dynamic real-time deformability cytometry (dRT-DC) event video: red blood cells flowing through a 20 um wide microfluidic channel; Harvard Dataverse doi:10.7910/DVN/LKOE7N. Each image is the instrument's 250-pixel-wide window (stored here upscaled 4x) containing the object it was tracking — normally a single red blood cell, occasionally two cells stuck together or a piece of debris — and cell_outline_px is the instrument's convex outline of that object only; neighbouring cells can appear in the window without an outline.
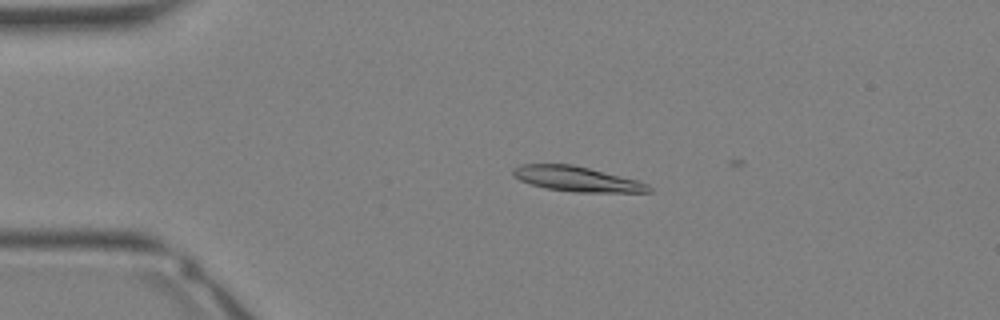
{"species": "Egyptian fruit bat (a non-hibernating species)", "species_latin": "Rousettus aegyptiacus", "temperature_condition": "warm", "stored_images_in_passage": 9, "camera_frame_rate_fps": 3000, "um_per_image_px": 0.085, "animal": {"sex": "female"}, "frame": {"image": 1, "passage_image": 8, "time_ms": 2.333, "image_size_px": [1000, 320], "cell_outline_px": [[652, 192], [576, 192], [544, 188], [520, 180], [512, 176], [512, 168], [520, 164], [572, 164], [636, 180], [648, 184], [652, 188]], "centroid_in_image_um": [48.99, 15.21], "position_along_channel_um": 36.0, "area_um2": 19.65}}